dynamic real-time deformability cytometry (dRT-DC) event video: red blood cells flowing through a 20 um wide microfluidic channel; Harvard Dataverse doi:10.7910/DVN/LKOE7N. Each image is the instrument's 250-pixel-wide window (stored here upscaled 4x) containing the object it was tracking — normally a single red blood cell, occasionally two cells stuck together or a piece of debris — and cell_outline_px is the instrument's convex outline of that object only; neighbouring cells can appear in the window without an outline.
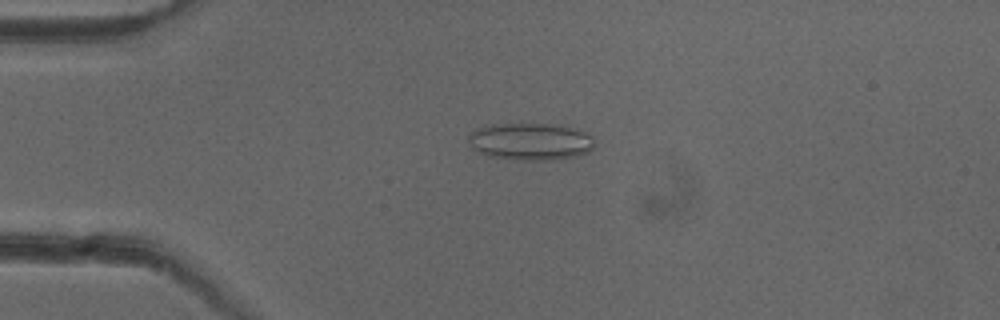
{"species": "common noctule bat (a hibernating species)", "species_latin": "Nyctalus noctula", "temperature_condition": "cold", "stored_images_in_passage": 47, "camera_frame_rate_fps": 3000, "um_per_image_px": 0.085, "animal": {"sex": "female"}, "frame": {"image": 1, "passage_image": 8, "time_ms": 2.333, "image_size_px": [1000, 320], "cell_outline_px": [[592, 148], [588, 152], [576, 156], [556, 160], [520, 160], [488, 156], [480, 152], [468, 140], [468, 136], [476, 128], [488, 124], [560, 124], [584, 132], [592, 136]], "centroid_in_image_um": [45.09, 12.02], "position_along_channel_um": 39.9, "area_um2": 27.22}}
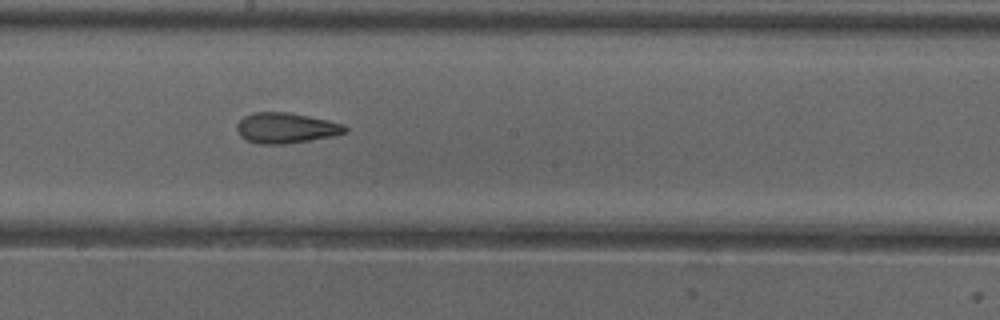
{"frame": {"image": 2, "passage_image": 24, "time_ms": 7.667, "image_size_px": [1000, 320], "cell_outline_px": [[348, 132], [332, 136], [284, 144], [260, 144], [244, 140], [240, 136], [236, 128], [236, 124], [244, 116], [252, 112], [288, 112], [328, 120], [344, 124], [348, 128]], "centroid_in_image_um": [24.28, 10.87], "position_along_channel_um": 223.9, "area_um2": 19.31}}
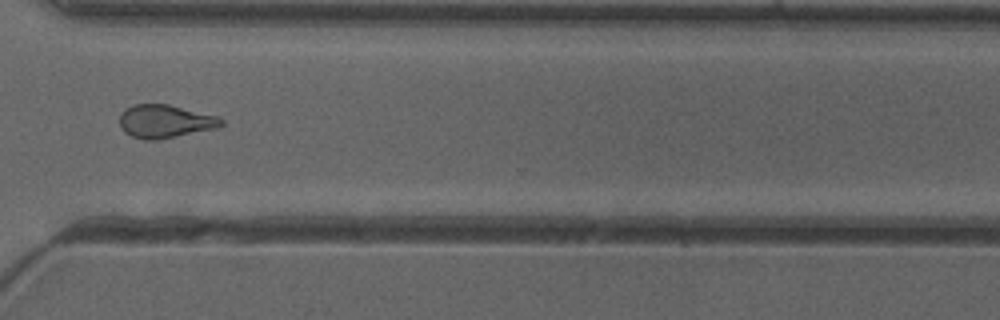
{"frame": {"image": 3, "passage_image": 34, "time_ms": 11.0, "image_size_px": [1000, 320], "cell_outline_px": [[224, 124], [216, 128], [156, 140], [144, 140], [132, 136], [124, 132], [120, 128], [120, 116], [132, 104], [168, 104], [216, 116], [224, 120]], "centroid_in_image_um": [14.02, 10.32], "position_along_channel_um": 356.6, "area_um2": 19.42}, "authors_computed_cell_mechanics": {"area_um2": 19.9988, "velocity_mm_per_s": 3.9974, "shape_relaxation_time_tau1_ms": null, "shape_relaxation_time_tau2_ms": 2.4451, "deformation_change_tau1": null, "deformation_change_tau2": 0.1049}}